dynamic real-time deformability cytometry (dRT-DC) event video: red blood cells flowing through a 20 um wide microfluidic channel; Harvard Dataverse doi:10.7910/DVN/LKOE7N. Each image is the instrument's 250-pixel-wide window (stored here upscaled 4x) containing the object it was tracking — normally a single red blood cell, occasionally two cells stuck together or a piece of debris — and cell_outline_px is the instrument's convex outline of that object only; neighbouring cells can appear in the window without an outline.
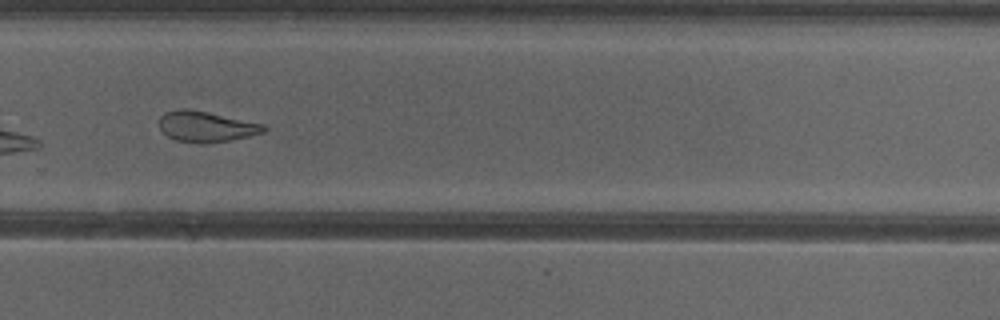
{"species": "common noctule bat (a hibernating species)", "species_latin": "Nyctalus noctula", "temperature_condition": "cold", "stored_images_in_passage": 28, "camera_frame_rate_fps": 3000, "um_per_image_px": 0.085, "animal": {"sex": "female"}, "frame": {"image": 1, "passage_image": 20, "time_ms": 6.333, "image_size_px": [1000, 320], "cell_outline_px": [[268, 128], [264, 132], [248, 136], [228, 140], [176, 140], [168, 136], [160, 128], [160, 116], [164, 112], [176, 108], [184, 108], [264, 124]], "centroid_in_image_um": [17.5, 10.71], "position_along_channel_um": 312.3, "area_um2": 17.63}, "authors_computed_cell_mechanics": {"area_um2": 18.785, "velocity_mm_per_s": 3.9067, "shape_relaxation_time_tau1_ms": null, "shape_relaxation_time_tau2_ms": 2.3634, "deformation_change_tau1": null, "deformation_change_tau2": 0.1091}}